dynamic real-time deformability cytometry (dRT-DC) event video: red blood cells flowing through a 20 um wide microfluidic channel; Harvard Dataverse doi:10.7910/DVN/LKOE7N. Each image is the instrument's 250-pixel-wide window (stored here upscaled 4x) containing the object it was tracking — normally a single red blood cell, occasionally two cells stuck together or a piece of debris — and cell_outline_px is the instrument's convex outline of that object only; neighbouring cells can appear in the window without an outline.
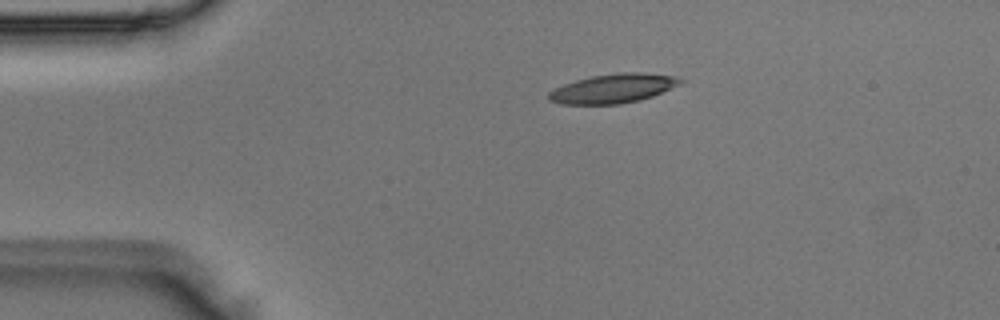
{"species": "Egyptian fruit bat (a non-hibernating species)", "species_latin": "Rousettus aegyptiacus", "temperature_condition": "room temperature", "stored_images_in_passage": 3, "camera_frame_rate_fps": 3000, "um_per_image_px": 0.085, "animal": {"sex": "male"}, "frame": {"image": 1, "passage_image": 3, "time_ms": 0.667, "image_size_px": [1000, 320], "cell_outline_px": [[684, 80], [680, 84], [652, 96], [620, 104], [560, 104], [548, 100], [548, 92], [564, 84], [576, 80], [592, 76], [620, 72], [644, 72], [676, 76]], "centroid_in_image_um": [52.11, 7.51], "position_along_channel_um": 32.9, "area_um2": 22.25}}